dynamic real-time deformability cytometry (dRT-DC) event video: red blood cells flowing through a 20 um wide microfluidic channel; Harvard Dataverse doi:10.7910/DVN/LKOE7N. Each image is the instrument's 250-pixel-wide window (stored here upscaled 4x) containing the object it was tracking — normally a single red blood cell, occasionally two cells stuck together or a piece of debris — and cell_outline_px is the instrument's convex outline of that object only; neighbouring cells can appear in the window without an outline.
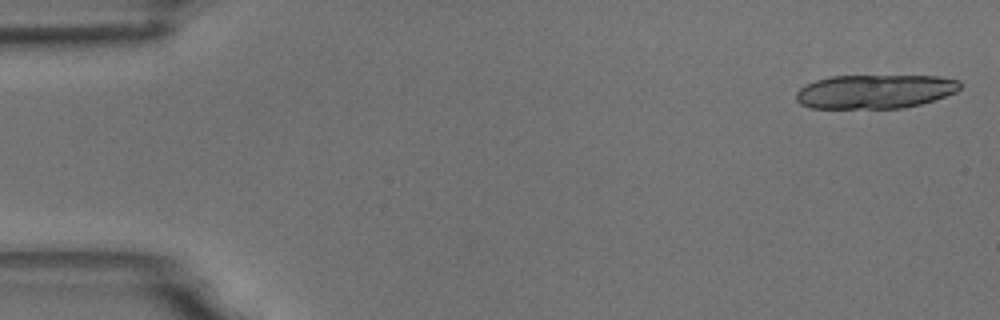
{"species": "common noctule bat (a hibernating species)", "species_latin": "Nyctalus noctula", "temperature_condition": "room temperature", "stored_images_in_passage": 3, "camera_frame_rate_fps": 3000, "um_per_image_px": 0.085, "animal": {"sex": "male", "body_mass_g": 18.8}, "frame": {"image": 1, "passage_image": 1, "time_ms": 0.0, "image_size_px": [1000, 320], "cell_outline_px": [[964, 84], [956, 92], [920, 104], [904, 108], [812, 108], [800, 104], [796, 100], [796, 92], [800, 88], [816, 80], [832, 76], [940, 76], [960, 80]], "centroid_in_image_um": [74.4, 7.77], "position_along_channel_um": 10.6, "area_um2": 32.48}}